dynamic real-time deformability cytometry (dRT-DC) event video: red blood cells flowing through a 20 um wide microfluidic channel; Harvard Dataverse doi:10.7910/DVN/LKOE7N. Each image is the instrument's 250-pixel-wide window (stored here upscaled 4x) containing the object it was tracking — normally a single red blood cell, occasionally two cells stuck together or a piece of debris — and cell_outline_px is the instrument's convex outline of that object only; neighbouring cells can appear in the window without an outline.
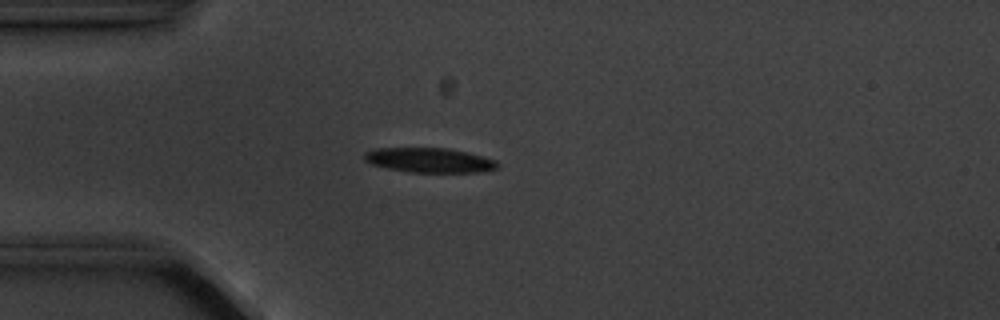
{"species": "common noctule bat (a hibernating species)", "species_latin": "Nyctalus noctula", "temperature_condition": "cold", "stored_images_in_passage": 6, "camera_frame_rate_fps": 3000, "um_per_image_px": 0.085, "animal": {"sex": "male", "body_mass_g": 20.1, "forearm_length_mm": 53.5}, "frame": {"image": 1, "passage_image": 5, "time_ms": 4.667, "image_size_px": [1000, 320], "cell_outline_px": [[500, 164], [496, 168], [480, 172], [408, 172], [388, 168], [372, 164], [364, 160], [364, 152], [376, 148], [448, 148], [468, 152], [496, 160]], "centroid_in_image_um": [36.5, 13.61], "position_along_channel_um": 48.5, "area_um2": 19.13}}